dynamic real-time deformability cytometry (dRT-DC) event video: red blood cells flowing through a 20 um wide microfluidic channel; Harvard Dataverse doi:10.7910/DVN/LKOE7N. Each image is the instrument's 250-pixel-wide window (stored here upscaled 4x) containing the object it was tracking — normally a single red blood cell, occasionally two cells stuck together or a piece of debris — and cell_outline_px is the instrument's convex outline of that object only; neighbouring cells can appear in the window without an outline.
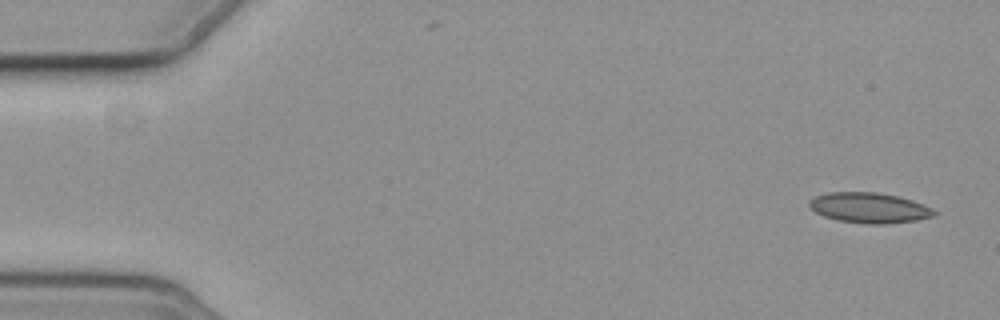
{"species": "common noctule bat (a hibernating species)", "species_latin": "Nyctalus noctula", "temperature_condition": "cold", "stored_images_in_passage": 4, "camera_frame_rate_fps": 3000, "um_per_image_px": 0.085, "animal": {"sex": "female", "body_mass_g": 19.3, "forearm_length_mm": 54.1}, "frame": {"image": 1, "passage_image": 1, "time_ms": 0.0, "image_size_px": [1000, 320], "cell_outline_px": [[940, 212], [932, 216], [916, 220], [884, 224], [868, 224], [836, 220], [824, 216], [808, 208], [808, 200], [816, 196], [828, 192], [876, 192], [896, 196], [912, 200], [924, 204]], "centroid_in_image_um": [73.87, 17.66], "position_along_channel_um": 11.1, "area_um2": 22.2}}